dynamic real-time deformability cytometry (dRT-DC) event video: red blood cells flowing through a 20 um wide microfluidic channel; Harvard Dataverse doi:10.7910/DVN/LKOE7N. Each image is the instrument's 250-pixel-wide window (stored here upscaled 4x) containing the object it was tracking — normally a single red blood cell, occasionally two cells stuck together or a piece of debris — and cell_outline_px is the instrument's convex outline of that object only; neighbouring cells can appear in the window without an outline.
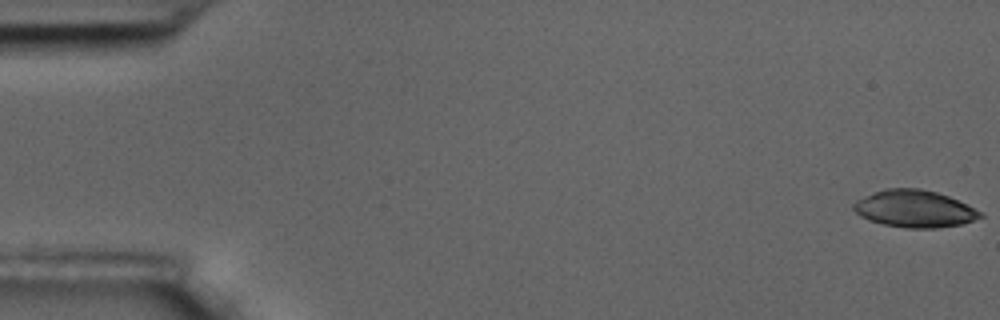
{"species": "common noctule bat (a hibernating species)", "species_latin": "Nyctalus noctula", "temperature_condition": "room temperature", "stored_images_in_passage": 7, "camera_frame_rate_fps": 3000, "um_per_image_px": 0.085, "animal": {"sex": "male", "body_mass_g": 17.5, "forearm_length_mm": 52.3}, "frame": {"image": 1, "passage_image": 1, "time_ms": 0.0, "image_size_px": [1000, 320], "cell_outline_px": [[984, 216], [964, 224], [936, 228], [904, 228], [884, 224], [868, 220], [860, 216], [852, 208], [852, 204], [856, 200], [864, 196], [884, 188], [920, 188], [936, 192], [948, 196], [984, 212]], "centroid_in_image_um": [77.74, 17.75], "position_along_channel_um": 7.3, "area_um2": 27.63}}
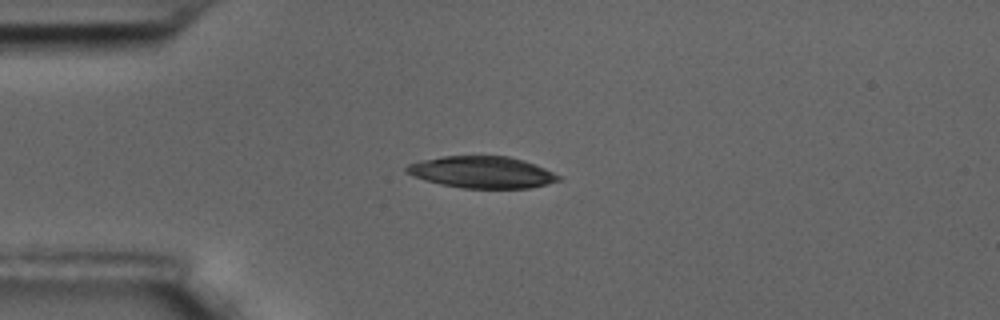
{"frame": {"image": 2, "passage_image": 5, "time_ms": 1.333, "image_size_px": [1000, 320], "cell_outline_px": [[560, 180], [548, 184], [528, 188], [464, 188], [440, 184], [412, 176], [404, 172], [404, 168], [408, 164], [420, 160], [444, 156], [508, 156], [524, 160], [544, 168], [560, 176]], "centroid_in_image_um": [40.93, 14.63], "position_along_channel_um": 44.1, "area_um2": 28.09}}